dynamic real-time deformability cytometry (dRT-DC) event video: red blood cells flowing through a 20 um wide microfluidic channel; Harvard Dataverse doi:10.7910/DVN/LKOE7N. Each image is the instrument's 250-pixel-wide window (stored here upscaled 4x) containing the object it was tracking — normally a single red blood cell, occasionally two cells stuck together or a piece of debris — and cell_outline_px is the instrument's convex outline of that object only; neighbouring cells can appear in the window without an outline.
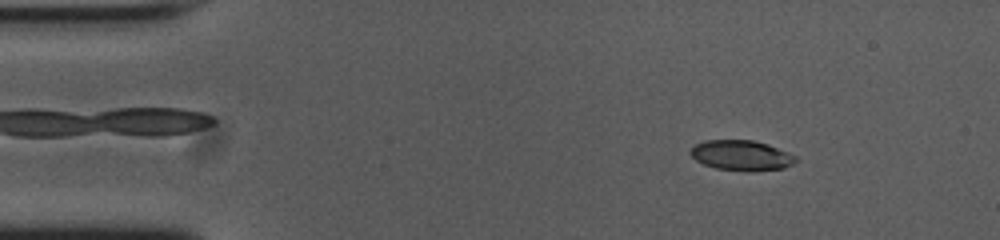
{"species": "common noctule bat (a hibernating species)", "species_latin": "Nyctalus noctula", "temperature_condition": "cold", "stored_images_in_passage": 18, "camera_frame_rate_fps": 3000, "um_per_image_px": 0.085, "animal": {"sex": "female", "body_mass_g": 23.0, "forearm_length_mm": 53.4}, "frame": {"image": 1, "passage_image": 6, "time_ms": 1.667, "image_size_px": [1000, 240], "cell_outline_px": [[800, 160], [784, 168], [748, 172], [744, 172], [716, 168], [704, 164], [696, 160], [688, 152], [696, 144], [704, 140], [752, 140], [768, 144], [788, 152], [796, 156]], "centroid_in_image_um": [63.04, 13.22], "position_along_channel_um": 22.0, "area_um2": 18.73}}
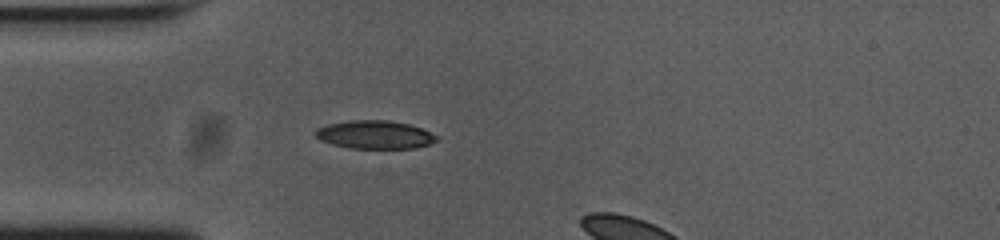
{"frame": {"image": 2, "passage_image": 14, "time_ms": 4.333, "image_size_px": [1000, 240], "cell_outline_px": [[440, 140], [416, 148], [348, 148], [332, 144], [320, 140], [316, 136], [316, 128], [328, 124], [352, 120], [388, 120], [408, 124], [420, 128], [440, 136]], "centroid_in_image_um": [31.89, 11.45], "position_along_channel_um": 53.1, "area_um2": 19.94}}
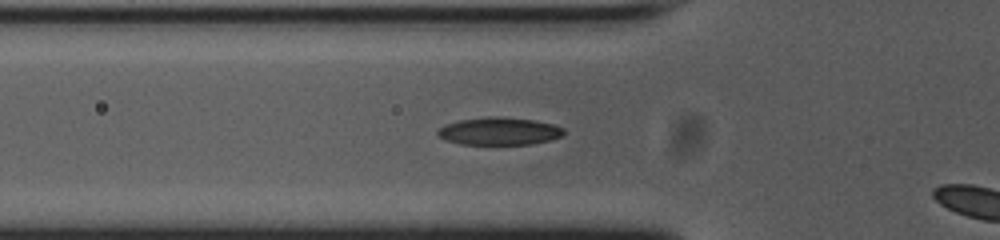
{"frame": {"image": 3, "passage_image": 17, "time_ms": 5.333, "image_size_px": [1000, 240], "cell_outline_px": [[564, 136], [552, 140], [532, 144], [460, 144], [444, 140], [436, 136], [436, 132], [444, 124], [460, 120], [488, 116], [496, 116], [536, 120], [552, 124], [564, 128]], "centroid_in_image_um": [42.43, 11.15], "position_along_channel_um": 83.4, "area_um2": 20.58}}